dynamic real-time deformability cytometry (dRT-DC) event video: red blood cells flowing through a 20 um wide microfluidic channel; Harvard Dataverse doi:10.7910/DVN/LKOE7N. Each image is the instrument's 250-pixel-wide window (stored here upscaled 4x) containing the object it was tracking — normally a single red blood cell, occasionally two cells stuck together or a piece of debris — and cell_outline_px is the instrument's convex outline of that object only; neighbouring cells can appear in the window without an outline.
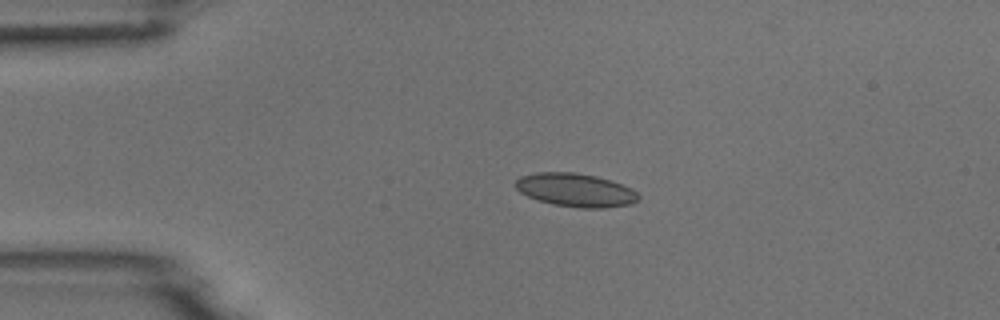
{"species": "common noctule bat (a hibernating species)", "species_latin": "Nyctalus noctula", "temperature_condition": "room temperature", "stored_images_in_passage": 4, "camera_frame_rate_fps": 3000, "um_per_image_px": 0.085, "animal": {"sex": "male", "body_mass_g": 18.8}, "frame": {"image": 1, "passage_image": 3, "time_ms": 2.333, "image_size_px": [1000, 320], "cell_outline_px": [[640, 196], [632, 204], [604, 208], [580, 208], [552, 204], [536, 200], [520, 192], [516, 188], [516, 180], [520, 176], [536, 172], [576, 172], [596, 176], [632, 188]], "centroid_in_image_um": [48.9, 16.16], "position_along_channel_um": 36.1, "area_um2": 23.93}}